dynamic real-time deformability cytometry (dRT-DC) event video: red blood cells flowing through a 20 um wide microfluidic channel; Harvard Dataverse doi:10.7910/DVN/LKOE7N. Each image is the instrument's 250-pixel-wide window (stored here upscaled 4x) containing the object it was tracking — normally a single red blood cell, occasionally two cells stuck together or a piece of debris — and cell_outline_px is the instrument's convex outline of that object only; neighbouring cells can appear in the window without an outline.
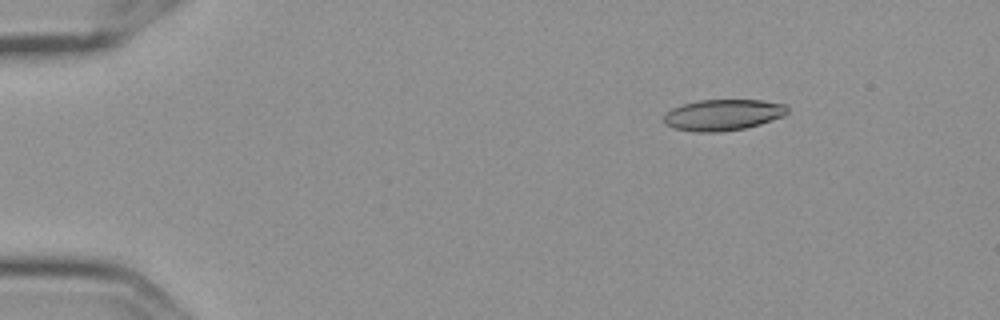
{"species": "Egyptian fruit bat (a non-hibernating species)", "species_latin": "Rousettus aegyptiacus", "temperature_condition": "cold", "stored_images_in_passage": 9, "camera_frame_rate_fps": 3000, "um_per_image_px": 0.085, "frame": {"image": 1, "passage_image": 1, "time_ms": 0.0, "image_size_px": [1000, 320], "cell_outline_px": [[788, 112], [784, 116], [760, 124], [744, 128], [716, 132], [696, 132], [672, 128], [664, 124], [664, 116], [672, 108], [684, 104], [700, 100], [760, 100], [788, 104]], "centroid_in_image_um": [61.47, 9.76], "position_along_channel_um": 23.5, "area_um2": 22.43}}
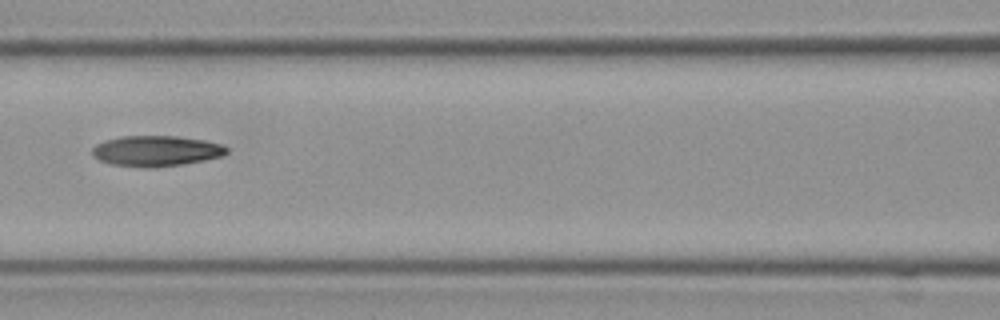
{"frame": {"image": 2, "passage_image": 6, "time_ms": 1.667, "image_size_px": [1000, 320], "cell_outline_px": [[228, 152], [224, 156], [204, 160], [180, 164], [112, 164], [100, 160], [92, 156], [92, 148], [96, 144], [104, 140], [120, 136], [176, 136], [204, 140], [220, 144], [228, 148]], "centroid_in_image_um": [13.29, 12.77], "position_along_channel_um": 153.3, "area_um2": 22.95}}
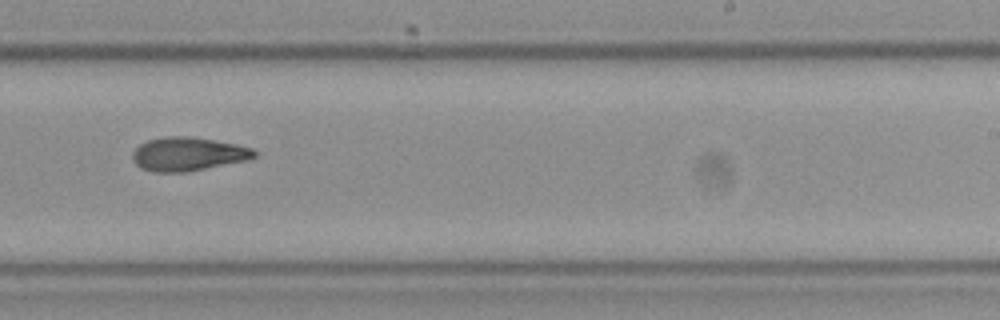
{"frame": {"image": 3, "passage_image": 9, "time_ms": 2.667, "image_size_px": [1000, 320], "cell_outline_px": [[256, 156], [244, 160], [188, 172], [152, 172], [140, 168], [132, 160], [132, 152], [140, 144], [148, 140], [168, 136], [188, 136], [236, 144], [252, 148], [256, 152]], "centroid_in_image_um": [15.92, 13.1], "position_along_channel_um": 273.1, "area_um2": 23.7}}